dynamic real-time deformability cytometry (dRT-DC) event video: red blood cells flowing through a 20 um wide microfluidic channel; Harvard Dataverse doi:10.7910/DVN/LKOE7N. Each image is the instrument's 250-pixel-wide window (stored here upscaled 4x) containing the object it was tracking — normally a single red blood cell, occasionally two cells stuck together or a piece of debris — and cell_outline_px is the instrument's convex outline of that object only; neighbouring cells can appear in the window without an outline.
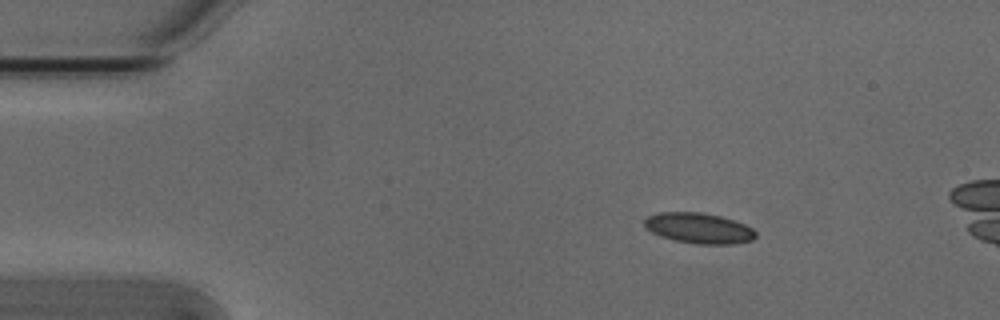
{"species": "Egyptian fruit bat (a non-hibernating species)", "species_latin": "Rousettus aegyptiacus", "temperature_condition": "cold", "stored_images_in_passage": 4, "camera_frame_rate_fps": 3000, "um_per_image_px": 0.085, "animal": {"sex": "male"}, "frame": {"image": 1, "passage_image": 2, "time_ms": 0.333, "image_size_px": [1000, 320], "cell_outline_px": [[756, 236], [752, 240], [736, 244], [696, 244], [676, 240], [660, 236], [644, 228], [644, 220], [648, 216], [660, 212], [700, 212], [720, 216], [744, 224], [752, 228], [756, 232]], "centroid_in_image_um": [59.39, 19.4], "position_along_channel_um": 25.6, "area_um2": 19.77}}